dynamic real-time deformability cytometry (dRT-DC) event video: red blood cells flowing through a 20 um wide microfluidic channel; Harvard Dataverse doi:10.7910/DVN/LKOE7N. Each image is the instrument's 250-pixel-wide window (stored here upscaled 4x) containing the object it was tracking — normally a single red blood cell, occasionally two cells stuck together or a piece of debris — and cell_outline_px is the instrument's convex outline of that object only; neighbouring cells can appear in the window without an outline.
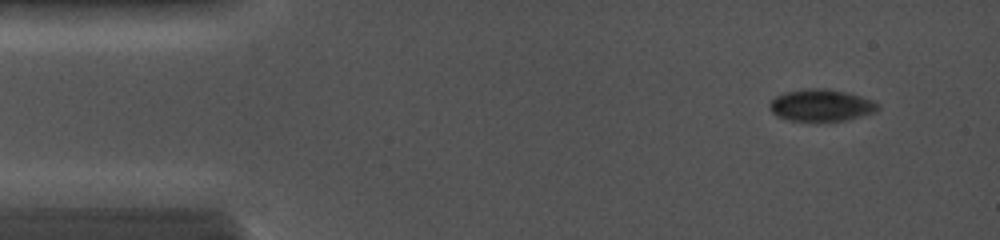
{"species": "common noctule bat (a hibernating species)", "species_latin": "Nyctalus noctula", "temperature_condition": "cold", "stored_images_in_passage": 12, "camera_frame_rate_fps": 5000, "um_per_image_px": 0.085, "animal": {"sex": "female", "body_mass_g": 19.0, "forearm_length_mm": 56.7}, "frame": {"image": 1, "passage_image": 2, "time_ms": 0.8, "image_size_px": [1000, 240], "cell_outline_px": [[880, 108], [876, 112], [844, 120], [788, 120], [776, 116], [768, 108], [768, 104], [776, 96], [784, 92], [804, 88], [828, 88], [848, 92], [872, 100], [880, 104]], "centroid_in_image_um": [69.79, 8.92], "position_along_channel_um": 15.2, "area_um2": 20.23}}
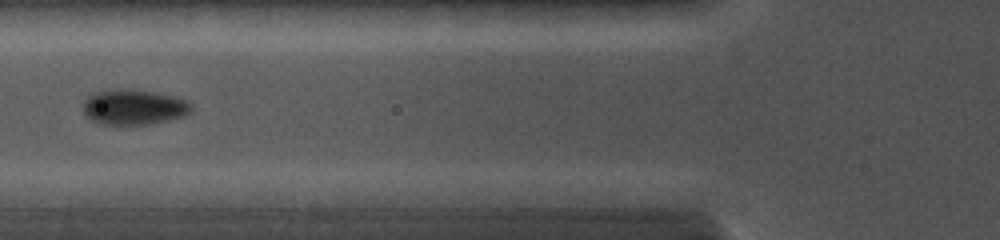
{"frame": {"image": 2, "passage_image": 7, "time_ms": 5.2, "image_size_px": [1000, 240], "cell_outline_px": [[192, 112], [184, 116], [168, 120], [148, 124], [96, 124], [88, 120], [84, 116], [84, 100], [92, 92], [104, 88], [132, 88], [172, 96], [184, 100], [192, 104]], "centroid_in_image_um": [11.29, 9.08], "position_along_channel_um": 114.5, "area_um2": 22.77}}
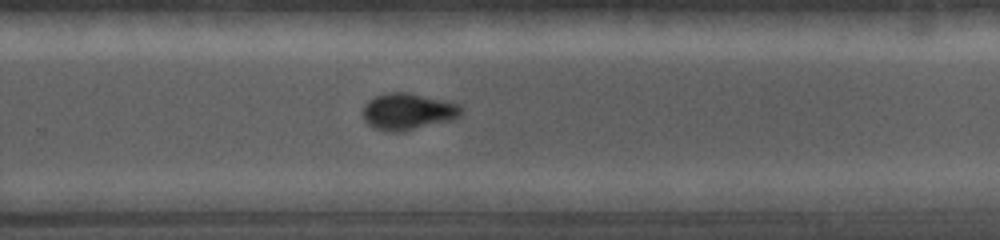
{"frame": {"image": 3, "passage_image": 12, "time_ms": 9.4, "image_size_px": [1000, 240], "cell_outline_px": [[464, 112], [460, 116], [452, 120], [404, 132], [384, 132], [368, 124], [364, 120], [364, 104], [368, 100], [384, 92], [408, 92], [452, 100], [460, 104], [464, 108]], "centroid_in_image_um": [34.75, 9.47], "position_along_channel_um": 295.1, "area_um2": 21.73}}